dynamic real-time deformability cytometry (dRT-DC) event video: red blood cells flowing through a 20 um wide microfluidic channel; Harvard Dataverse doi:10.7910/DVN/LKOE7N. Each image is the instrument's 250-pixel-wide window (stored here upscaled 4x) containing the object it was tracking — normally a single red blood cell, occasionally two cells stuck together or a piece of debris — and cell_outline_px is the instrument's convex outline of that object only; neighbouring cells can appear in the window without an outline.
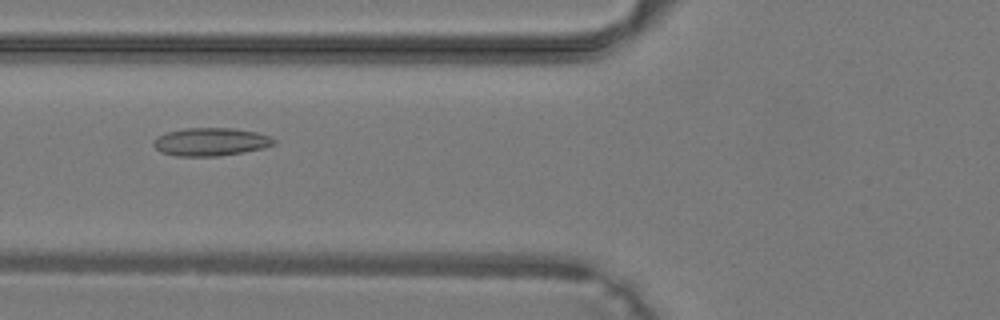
{"species": "common noctule bat (a hibernating species)", "species_latin": "Nyctalus noctula", "temperature_condition": "warm", "stored_images_in_passage": 41, "camera_frame_rate_fps": 3000, "um_per_image_px": 0.085, "animal": {"sex": "male", "body_mass_g": 19.2, "forearm_length_mm": 51.8}, "frame": {"image": 1, "passage_image": 17, "time_ms": 5.333, "image_size_px": [1000, 320], "cell_outline_px": [[276, 144], [264, 148], [244, 152], [216, 156], [176, 156], [160, 152], [152, 144], [152, 140], [156, 136], [168, 132], [184, 128], [232, 128], [256, 132], [268, 136], [276, 140]], "centroid_in_image_um": [17.88, 12.06], "position_along_channel_um": 107.9, "area_um2": 19.77}}
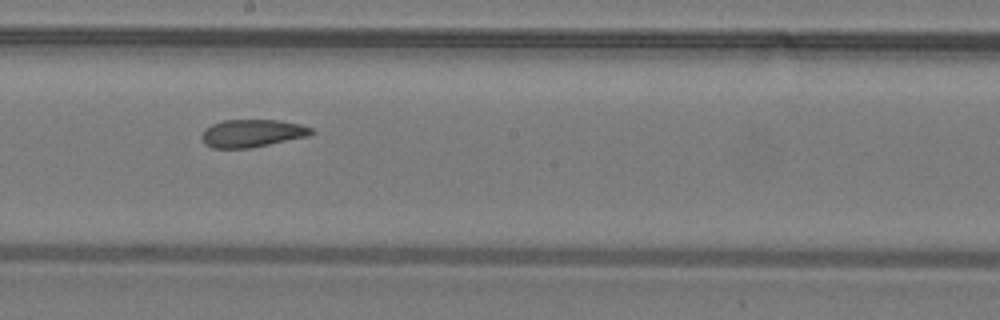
{"frame": {"image": 2, "passage_image": 24, "time_ms": 7.667, "image_size_px": [1000, 320], "cell_outline_px": [[316, 132], [308, 136], [248, 148], [212, 148], [204, 144], [200, 136], [204, 128], [212, 124], [224, 120], [280, 120], [300, 124], [312, 128]], "centroid_in_image_um": [21.4, 11.32], "position_along_channel_um": 226.8, "area_um2": 17.74}}
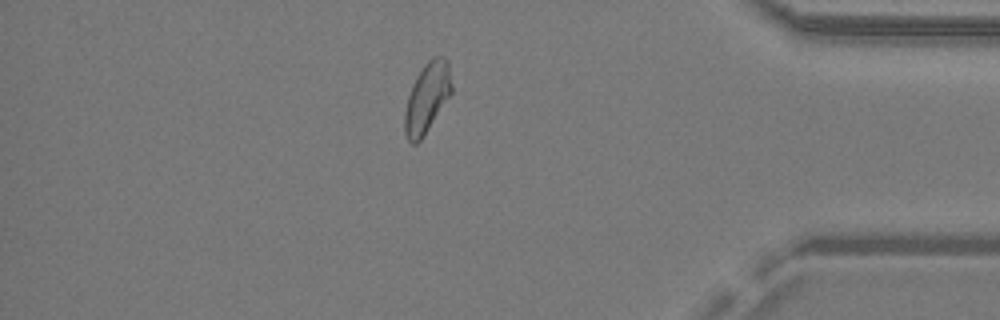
{"frame": {"image": 3, "passage_image": 36, "time_ms": 11.667, "image_size_px": [1000, 320], "cell_outline_px": [[452, 92], [420, 140], [416, 144], [412, 144], [408, 140], [404, 132], [404, 112], [408, 96], [412, 84], [416, 76], [424, 64], [432, 56], [444, 56], [448, 60], [452, 84]], "centroid_in_image_um": [36.29, 8.27], "position_along_channel_um": 398.9, "area_um2": 19.07}}